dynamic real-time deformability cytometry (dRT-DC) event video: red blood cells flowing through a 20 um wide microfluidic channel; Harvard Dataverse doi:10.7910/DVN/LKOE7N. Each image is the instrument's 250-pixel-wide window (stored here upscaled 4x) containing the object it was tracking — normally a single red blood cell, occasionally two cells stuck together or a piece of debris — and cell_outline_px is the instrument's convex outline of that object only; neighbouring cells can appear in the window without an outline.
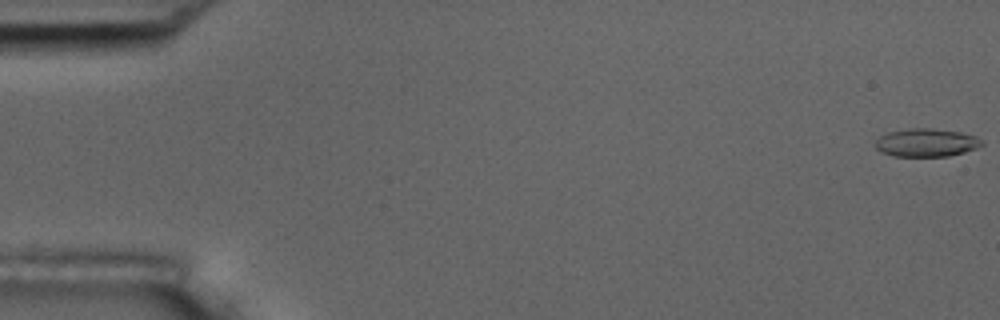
{"species": "common noctule bat (a hibernating species)", "species_latin": "Nyctalus noctula", "temperature_condition": "room temperature", "stored_images_in_passage": 1, "camera_frame_rate_fps": 3000, "um_per_image_px": 0.085, "animal": {"sex": "male", "body_mass_g": 17.5, "forearm_length_mm": 52.3}, "frame": {"image": 1, "passage_image": 1, "time_ms": 0.0, "image_size_px": [1000, 320], "cell_outline_px": [[984, 144], [976, 148], [964, 152], [948, 156], [892, 156], [880, 152], [876, 148], [876, 140], [880, 136], [888, 132], [908, 128], [932, 128], [960, 132], [976, 136]], "centroid_in_image_um": [78.72, 12.12], "position_along_channel_um": 6.3, "area_um2": 17.46}}